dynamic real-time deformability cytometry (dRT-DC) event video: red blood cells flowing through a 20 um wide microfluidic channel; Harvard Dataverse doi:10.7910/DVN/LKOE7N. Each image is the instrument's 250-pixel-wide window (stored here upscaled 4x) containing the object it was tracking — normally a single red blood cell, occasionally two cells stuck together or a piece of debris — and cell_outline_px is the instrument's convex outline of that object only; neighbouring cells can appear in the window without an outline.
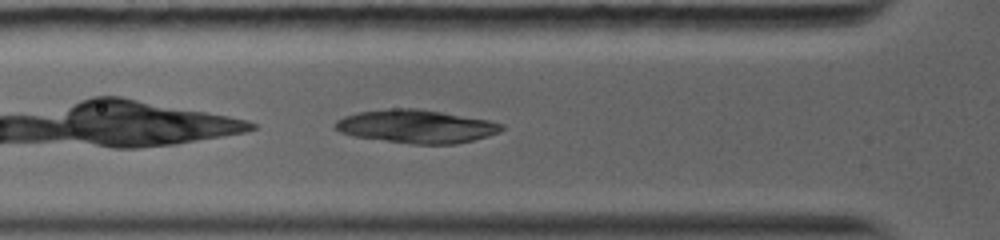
{"species": "common noctule bat (a hibernating species)", "species_latin": "Nyctalus noctula", "temperature_condition": "warm", "stored_images_in_passage": 8, "camera_frame_rate_fps": 5000, "um_per_image_px": 0.085, "animal": {"sex": "female", "body_mass_g": 19.0, "forearm_length_mm": 56.7}, "frame": {"image": 1, "passage_image": 4, "time_ms": 2.2, "image_size_px": [1000, 240], "cell_outline_px": [[504, 128], [500, 132], [488, 136], [456, 144], [416, 144], [352, 136], [340, 132], [332, 124], [336, 120], [344, 116], [360, 112], [392, 108], [416, 108], [488, 120], [504, 124]], "centroid_in_image_um": [35.38, 10.74], "position_along_channel_um": 90.4, "area_um2": 32.02}}
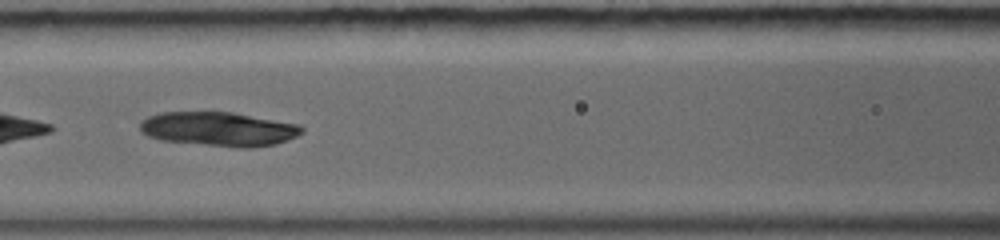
{"frame": {"image": 2, "passage_image": 6, "time_ms": 3.6, "image_size_px": [1000, 240], "cell_outline_px": [[304, 132], [296, 136], [276, 144], [252, 148], [240, 148], [160, 140], [148, 136], [140, 132], [140, 120], [148, 116], [160, 112], [232, 112], [300, 124], [304, 128]], "centroid_in_image_um": [18.59, 10.97], "position_along_channel_um": 148.0, "area_um2": 32.48}}